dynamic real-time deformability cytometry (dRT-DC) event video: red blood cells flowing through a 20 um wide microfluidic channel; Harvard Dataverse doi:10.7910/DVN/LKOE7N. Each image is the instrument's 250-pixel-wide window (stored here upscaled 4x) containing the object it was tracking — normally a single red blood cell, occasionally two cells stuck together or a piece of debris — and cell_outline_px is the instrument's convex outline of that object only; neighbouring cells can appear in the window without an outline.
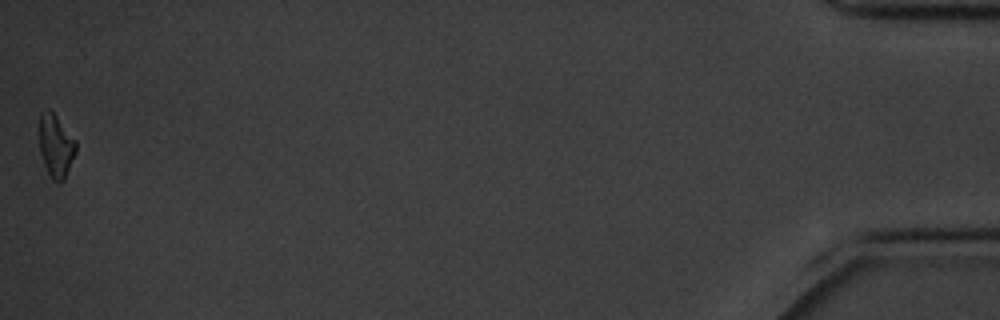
{"species": "common noctule bat (a hibernating species)", "species_latin": "Nyctalus noctula", "temperature_condition": "cold", "stored_images_in_passage": 45, "camera_frame_rate_fps": 3000, "um_per_image_px": 0.085, "animal": {"sex": "male", "body_mass_g": 20.1, "forearm_length_mm": 53.5}, "frame": {"image": 1, "passage_image": 45, "time_ms": 14.667, "image_size_px": [1000, 320], "cell_outline_px": [[76, 152], [64, 180], [60, 184], [52, 180], [44, 164], [40, 152], [40, 112], [48, 108], [56, 116], [76, 140]], "centroid_in_image_um": [4.76, 12.42], "position_along_channel_um": 430.4, "area_um2": 13.35}, "authors_computed_cell_mechanics": {"area_um2": 14.739, "velocity_mm_per_s": 3.4887, "shape_relaxation_time_tau1_ms": 3.2972, "shape_relaxation_time_tau2_ms": null, "deformation_change_tau1": 0.1241, "deformation_change_tau2": null}}